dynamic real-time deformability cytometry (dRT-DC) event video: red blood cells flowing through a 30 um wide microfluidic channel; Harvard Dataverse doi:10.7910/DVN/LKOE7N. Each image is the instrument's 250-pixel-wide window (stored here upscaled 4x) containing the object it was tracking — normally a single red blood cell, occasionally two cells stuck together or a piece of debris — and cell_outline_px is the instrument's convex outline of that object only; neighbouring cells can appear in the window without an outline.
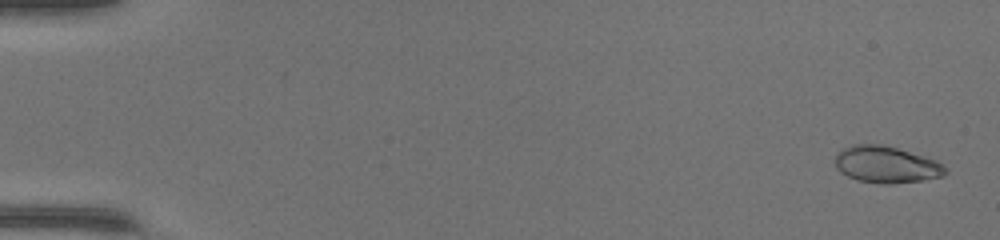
{"species": "common noctule bat (a hibernating species)", "species_latin": "Nyctalus noctula", "temperature_condition": "warm", "stored_images_in_passage": 49, "camera_frame_rate_fps": 3000, "um_per_image_px": 0.085, "animal": {"sex": "female", "body_mass_g": 17.0, "forearm_length_mm": 48.0}, "frame": {"image": 1, "passage_image": 2, "time_ms": 0.333, "image_size_px": [1000, 240], "cell_outline_px": [[948, 172], [944, 176], [924, 180], [892, 184], [880, 184], [856, 180], [840, 172], [836, 168], [836, 152], [852, 144], [880, 144], [896, 148], [924, 156], [936, 160], [948, 168]], "centroid_in_image_um": [75.35, 14.0], "position_along_channel_um": 9.7, "area_um2": 23.81}}
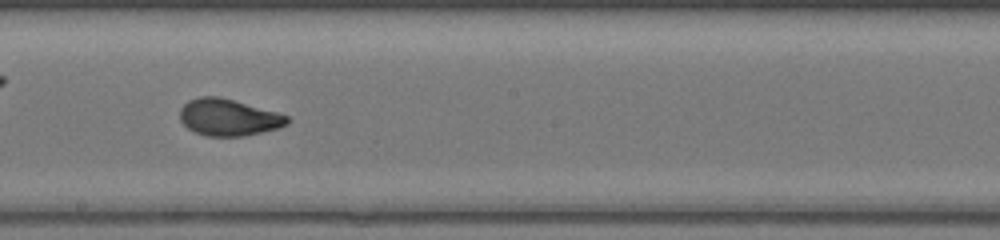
{"frame": {"image": 2, "passage_image": 29, "time_ms": 9.333, "image_size_px": [1000, 240], "cell_outline_px": [[288, 124], [280, 128], [244, 136], [204, 136], [188, 128], [180, 120], [180, 108], [188, 100], [200, 96], [220, 96], [276, 112], [288, 116]], "centroid_in_image_um": [19.41, 9.97], "position_along_channel_um": 228.8, "area_um2": 23.0}}
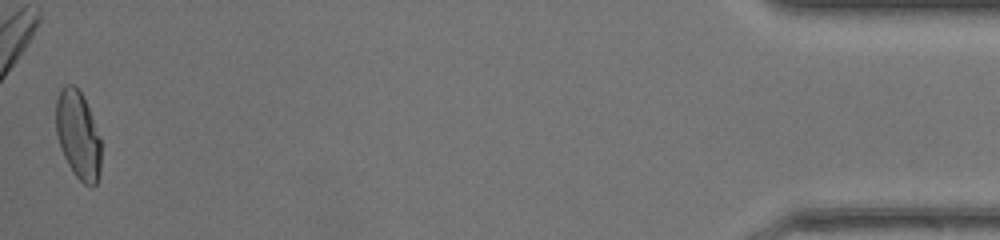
{"frame": {"image": 3, "passage_image": 49, "time_ms": 16.0, "image_size_px": [1000, 240], "cell_outline_px": [[100, 172], [96, 184], [92, 188], [84, 184], [72, 172], [60, 148], [56, 132], [56, 100], [64, 84], [72, 84], [80, 92], [88, 108], [100, 136]], "centroid_in_image_um": [6.63, 11.52], "position_along_channel_um": 428.6, "area_um2": 23.0}, "authors_computed_cell_mechanics": {"area_um2": 22.9466, "velocity_mm_per_s": 4.342, "shape_relaxation_time_tau1_ms": 3.7296, "shape_relaxation_time_tau2_ms": null, "deformation_change_tau1": 0.167, "deformation_change_tau2": null}}